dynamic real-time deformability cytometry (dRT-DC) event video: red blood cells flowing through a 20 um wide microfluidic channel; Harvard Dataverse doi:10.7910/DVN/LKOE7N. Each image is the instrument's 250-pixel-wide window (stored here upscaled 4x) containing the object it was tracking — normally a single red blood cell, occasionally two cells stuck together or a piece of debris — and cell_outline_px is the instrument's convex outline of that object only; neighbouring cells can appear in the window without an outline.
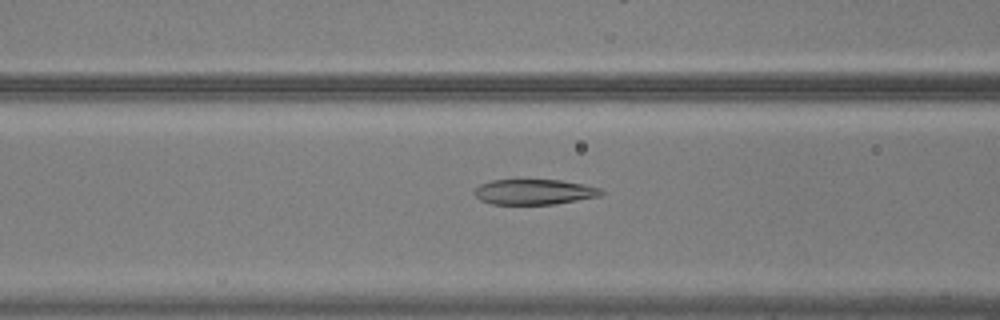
{"species": "common noctule bat (a hibernating species)", "species_latin": "Nyctalus noctula", "temperature_condition": "warm", "stored_images_in_passage": 55, "camera_frame_rate_fps": 3000, "um_per_image_px": 0.085, "animal": {"sex": "male", "body_mass_g": 20.5, "forearm_length_mm": 52.5}, "frame": {"image": 1, "passage_image": 23, "time_ms": 7.333, "image_size_px": [1000, 320], "cell_outline_px": [[604, 192], [600, 196], [552, 204], [492, 204], [480, 200], [472, 192], [480, 184], [492, 180], [560, 180], [584, 184], [600, 188]], "centroid_in_image_um": [45.39, 16.31], "position_along_channel_um": 121.2, "area_um2": 18.61}}
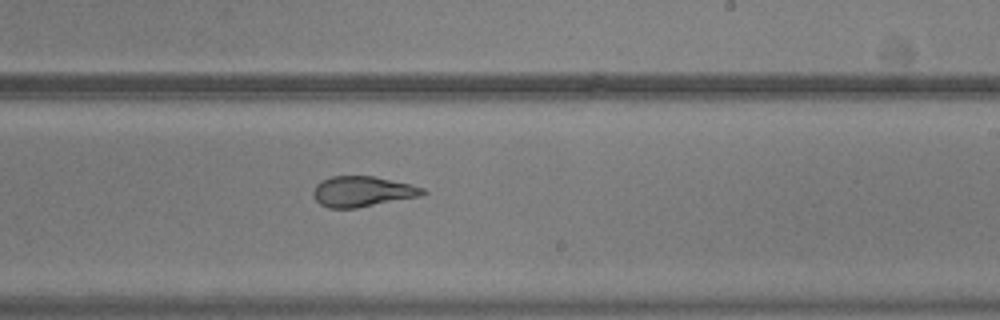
{"frame": {"image": 2, "passage_image": 34, "time_ms": 11.0, "image_size_px": [1000, 320], "cell_outline_px": [[428, 192], [424, 196], [356, 208], [328, 208], [320, 204], [312, 196], [312, 192], [316, 184], [332, 176], [372, 176], [412, 184], [424, 188]], "centroid_in_image_um": [30.84, 16.29], "position_along_channel_um": 258.2, "area_um2": 19.65}}
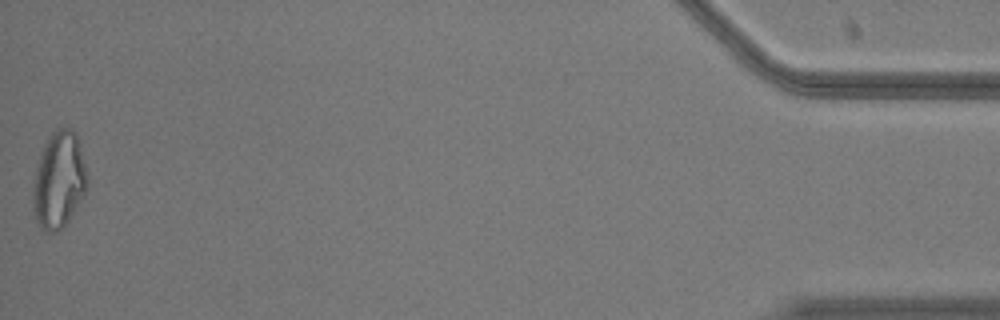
{"frame": {"image": 3, "passage_image": 55, "time_ms": 18.0, "image_size_px": [1000, 320], "cell_outline_px": [[88, 184], [76, 208], [68, 220], [56, 232], [48, 232], [40, 228], [36, 220], [32, 200], [32, 188], [36, 168], [44, 144], [48, 136], [56, 128], [72, 128], [76, 132], [88, 176]], "centroid_in_image_um": [4.99, 15.28], "position_along_channel_um": 430.2, "area_um2": 30.46}, "authors_computed_cell_mechanics": {"area_um2": 21.964, "velocity_mm_per_s": 3.7371, "shape_relaxation_time_tau1_ms": 5.2837, "shape_relaxation_time_tau2_ms": 1.5856, "deformation_change_tau1": 0.1946, "deformation_change_tau2": 0.0968}}